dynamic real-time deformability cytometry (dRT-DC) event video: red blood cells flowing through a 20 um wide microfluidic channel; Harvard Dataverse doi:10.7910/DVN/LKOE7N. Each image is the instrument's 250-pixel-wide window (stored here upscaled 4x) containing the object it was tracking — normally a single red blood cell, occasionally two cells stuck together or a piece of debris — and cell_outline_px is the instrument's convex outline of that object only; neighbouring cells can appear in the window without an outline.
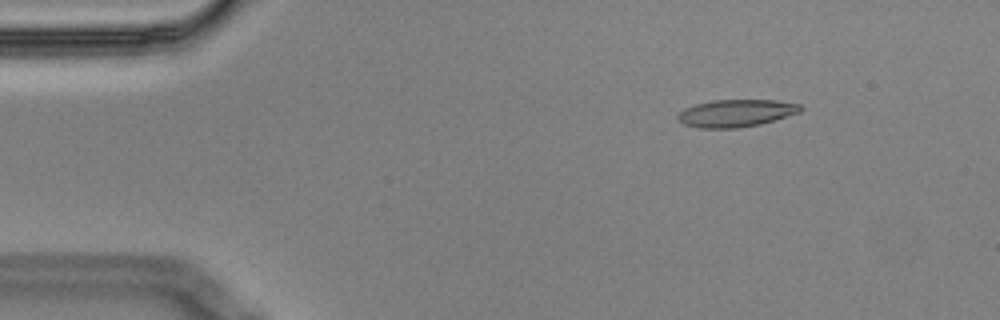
{"species": "Egyptian fruit bat (a non-hibernating species)", "species_latin": "Rousettus aegyptiacus", "temperature_condition": "cold", "stored_images_in_passage": 4, "camera_frame_rate_fps": 3000, "um_per_image_px": 0.085, "animal": {"sex": "male"}, "frame": {"image": 1, "passage_image": 2, "time_ms": 0.333, "image_size_px": [1000, 320], "cell_outline_px": [[804, 108], [800, 112], [760, 124], [736, 128], [700, 128], [684, 124], [676, 120], [676, 116], [684, 108], [696, 104], [712, 100], [776, 100], [800, 104]], "centroid_in_image_um": [62.54, 9.61], "position_along_channel_um": 22.5, "area_um2": 19.59}}